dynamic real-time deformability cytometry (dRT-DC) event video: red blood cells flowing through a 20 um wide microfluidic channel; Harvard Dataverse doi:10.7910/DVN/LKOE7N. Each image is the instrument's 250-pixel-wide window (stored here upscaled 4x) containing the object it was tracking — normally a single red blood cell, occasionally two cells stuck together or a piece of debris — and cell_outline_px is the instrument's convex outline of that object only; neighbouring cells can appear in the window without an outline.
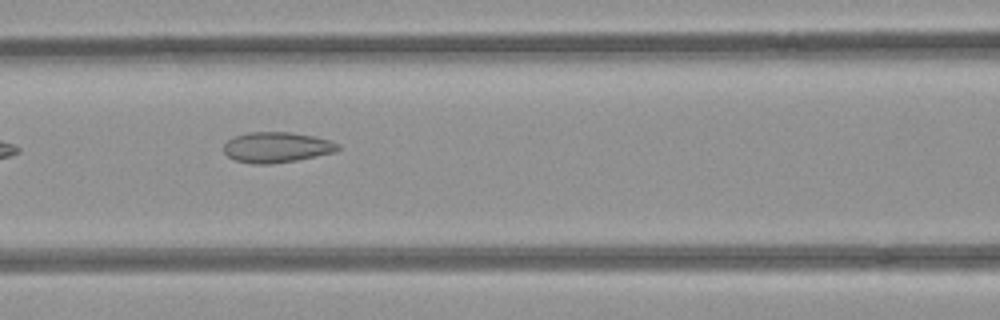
{"species": "common noctule bat (a hibernating species)", "species_latin": "Nyctalus noctula", "temperature_condition": "room temperature", "stored_images_in_passage": 6, "camera_frame_rate_fps": 3000, "um_per_image_px": 0.085, "animal": {"sex": "female", "body_mass_g": 21.9}, "frame": {"image": 1, "passage_image": 5, "time_ms": 1.333, "image_size_px": [1000, 320], "cell_outline_px": [[340, 148], [336, 152], [296, 160], [272, 164], [252, 164], [236, 160], [228, 156], [224, 152], [224, 144], [228, 140], [236, 136], [248, 132], [288, 132], [316, 136], [332, 140], [340, 144]], "centroid_in_image_um": [23.56, 12.52], "position_along_channel_um": 143.0, "area_um2": 20.4}}
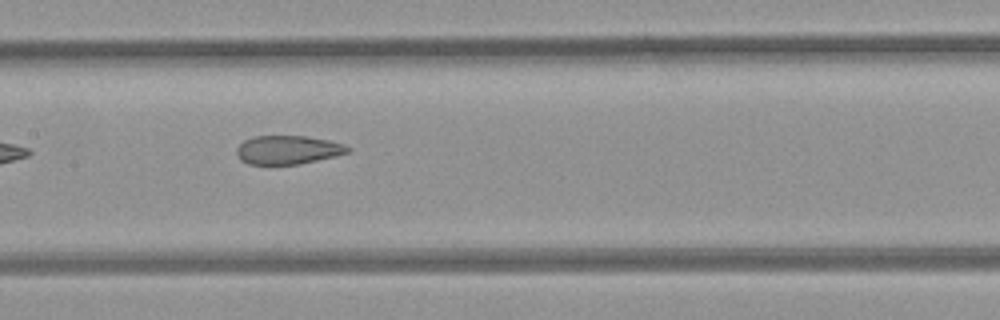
{"frame": {"image": 2, "passage_image": 6, "time_ms": 1.667, "image_size_px": [1000, 320], "cell_outline_px": [[352, 148], [348, 152], [300, 164], [248, 164], [240, 160], [236, 156], [236, 148], [244, 140], [256, 136], [304, 136], [328, 140], [344, 144]], "centroid_in_image_um": [24.42, 12.74], "position_along_channel_um": 183.0, "area_um2": 18.44}}